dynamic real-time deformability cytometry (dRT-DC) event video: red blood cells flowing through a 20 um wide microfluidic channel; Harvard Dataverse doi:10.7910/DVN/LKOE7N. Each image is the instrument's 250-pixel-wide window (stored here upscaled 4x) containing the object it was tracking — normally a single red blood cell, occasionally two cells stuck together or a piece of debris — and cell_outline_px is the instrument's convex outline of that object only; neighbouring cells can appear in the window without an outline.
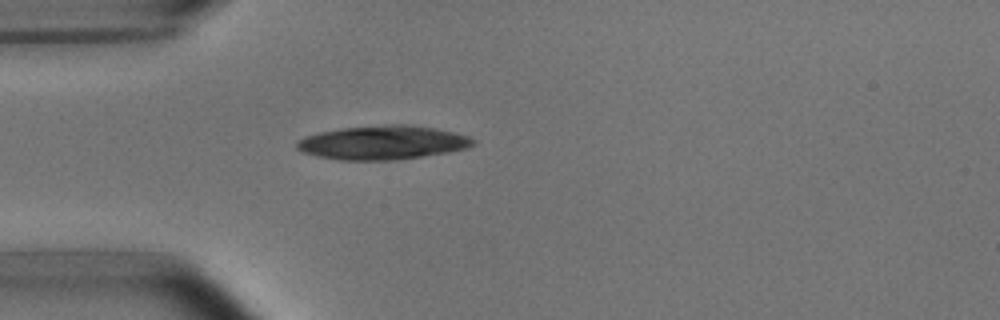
{"species": "common noctule bat (a hibernating species)", "species_latin": "Nyctalus noctula", "temperature_condition": "room temperature", "stored_images_in_passage": 1, "camera_frame_rate_fps": 3000, "um_per_image_px": 0.085, "animal": {"sex": "male", "body_mass_g": 15.6}, "frame": {"image": 1, "passage_image": 1, "time_ms": 0.0, "image_size_px": [1000, 320], "cell_outline_px": [[476, 144], [468, 148], [448, 152], [396, 160], [340, 160], [316, 156], [304, 152], [296, 148], [296, 140], [304, 136], [320, 132], [344, 128], [384, 124], [404, 124], [432, 128], [452, 132], [468, 136], [476, 140]], "centroid_in_image_um": [32.51, 12.12], "position_along_channel_um": 52.5, "area_um2": 34.8}}